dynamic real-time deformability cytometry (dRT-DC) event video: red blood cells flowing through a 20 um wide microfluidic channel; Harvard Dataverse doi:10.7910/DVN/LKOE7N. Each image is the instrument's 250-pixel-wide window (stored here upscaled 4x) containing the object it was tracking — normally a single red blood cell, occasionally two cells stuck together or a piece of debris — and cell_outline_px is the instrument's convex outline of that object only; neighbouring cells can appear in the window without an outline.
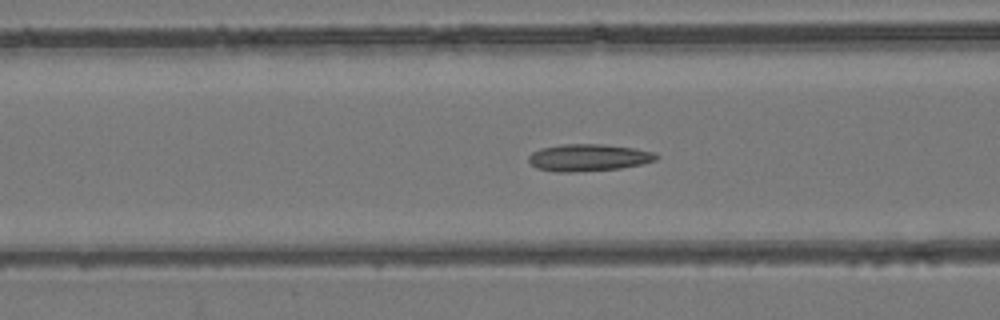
{"species": "common noctule bat (a hibernating species)", "species_latin": "Nyctalus noctula", "temperature_condition": "room temperature", "stored_images_in_passage": 52, "camera_frame_rate_fps": 3000, "um_per_image_px": 0.085, "animal": {"sex": "female", "body_mass_g": 24.6, "forearm_length_mm": 56.2}, "frame": {"image": 1, "passage_image": 20, "time_ms": 6.333, "image_size_px": [1000, 320], "cell_outline_px": [[660, 156], [656, 160], [640, 164], [620, 168], [576, 172], [556, 172], [536, 168], [528, 160], [528, 156], [532, 152], [540, 148], [560, 144], [604, 144], [632, 148], [656, 152]], "centroid_in_image_um": [50.0, 13.39], "position_along_channel_um": 116.6, "area_um2": 20.23}}
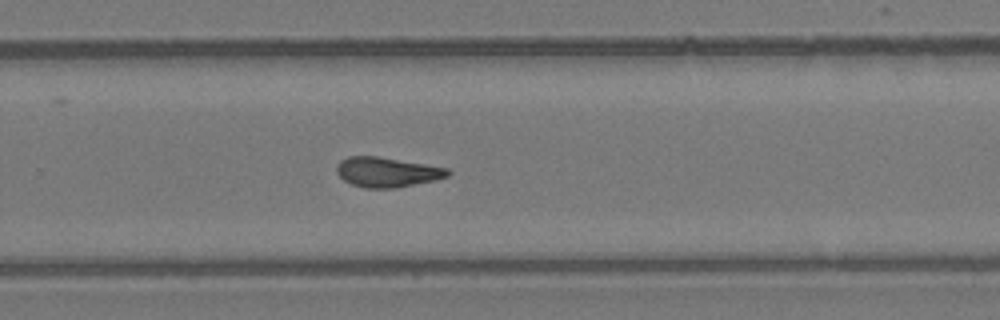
{"frame": {"image": 2, "passage_image": 34, "time_ms": 11.0, "image_size_px": [1000, 320], "cell_outline_px": [[452, 172], [448, 176], [436, 180], [396, 188], [364, 188], [352, 184], [344, 180], [336, 172], [336, 164], [340, 160], [348, 156], [376, 156], [448, 168]], "centroid_in_image_um": [32.88, 14.63], "position_along_channel_um": 296.9, "area_um2": 19.36}}
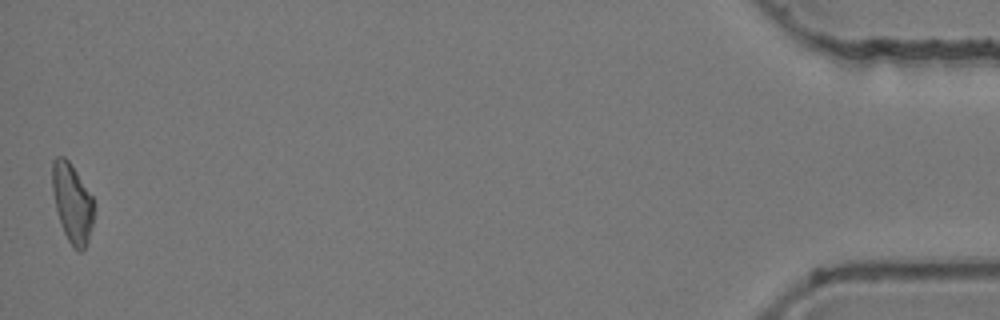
{"frame": {"image": 3, "passage_image": 52, "time_ms": 17.0, "image_size_px": [1000, 320], "cell_outline_px": [[92, 224], [88, 240], [84, 248], [80, 252], [72, 248], [64, 232], [56, 208], [52, 192], [52, 160], [56, 156], [64, 156], [68, 160], [92, 196]], "centroid_in_image_um": [6.11, 17.24], "position_along_channel_um": 429.1, "area_um2": 18.79}, "authors_computed_cell_mechanics": {"area_um2": 19.363, "velocity_mm_per_s": 3.8674, "shape_relaxation_time_tau1_ms": null, "shape_relaxation_time_tau2_ms": 4.3325, "deformation_change_tau1": null, "deformation_change_tau2": 0.1315}}